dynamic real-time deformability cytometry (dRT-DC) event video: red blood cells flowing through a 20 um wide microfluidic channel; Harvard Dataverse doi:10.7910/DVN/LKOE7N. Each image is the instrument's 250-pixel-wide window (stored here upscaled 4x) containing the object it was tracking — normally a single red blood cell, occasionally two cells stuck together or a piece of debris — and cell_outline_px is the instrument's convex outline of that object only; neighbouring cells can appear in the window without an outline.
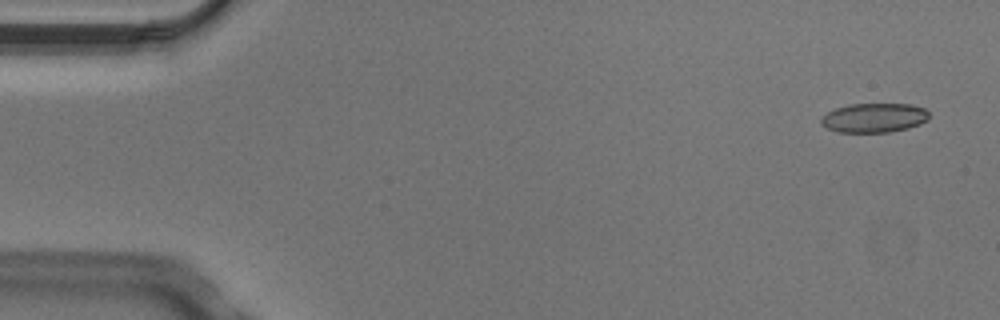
{"species": "Egyptian fruit bat (a non-hibernating species)", "species_latin": "Rousettus aegyptiacus", "temperature_condition": "cold", "stored_images_in_passage": 5, "camera_frame_rate_fps": 3000, "um_per_image_px": 0.085, "animal": {"sex": "male"}, "frame": {"image": 1, "passage_image": 1, "time_ms": 0.0, "image_size_px": [1000, 320], "cell_outline_px": [[928, 120], [920, 124], [908, 128], [888, 132], [836, 132], [820, 124], [820, 116], [836, 108], [848, 104], [912, 104], [924, 108], [928, 112]], "centroid_in_image_um": [74.28, 10.01], "position_along_channel_um": 10.7, "area_um2": 18.55}}
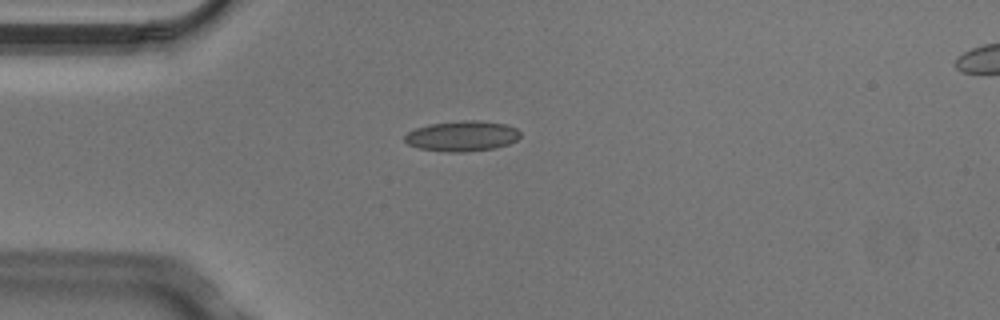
{"frame": {"image": 2, "passage_image": 4, "time_ms": 1.0, "image_size_px": [1000, 320], "cell_outline_px": [[520, 136], [516, 140], [508, 144], [496, 148], [464, 152], [448, 152], [420, 148], [408, 144], [404, 140], [404, 136], [408, 132], [416, 128], [428, 124], [460, 120], [480, 120], [508, 124], [516, 128], [520, 132]], "centroid_in_image_um": [39.3, 11.55], "position_along_channel_um": 45.7, "area_um2": 20.63}}